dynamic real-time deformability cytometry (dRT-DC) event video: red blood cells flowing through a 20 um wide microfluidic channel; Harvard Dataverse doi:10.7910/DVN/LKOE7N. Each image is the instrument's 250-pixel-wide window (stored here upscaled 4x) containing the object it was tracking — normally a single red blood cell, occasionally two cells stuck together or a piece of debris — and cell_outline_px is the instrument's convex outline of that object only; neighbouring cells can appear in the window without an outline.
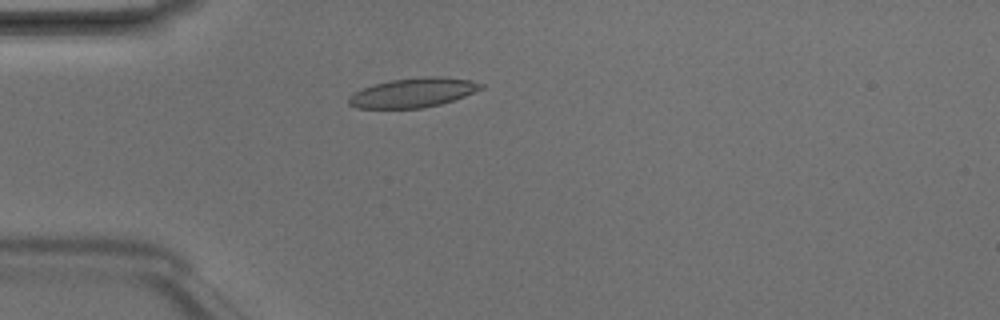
{"species": "Egyptian fruit bat (a non-hibernating species)", "species_latin": "Rousettus aegyptiacus", "temperature_condition": "room temperature", "stored_images_in_passage": 4, "camera_frame_rate_fps": 3000, "um_per_image_px": 0.085, "animal": {"sex": "male"}, "frame": {"image": 1, "passage_image": 4, "time_ms": 1.0, "image_size_px": [1000, 320], "cell_outline_px": [[484, 88], [464, 96], [440, 104], [424, 108], [356, 108], [348, 104], [348, 96], [364, 88], [376, 84], [392, 80], [424, 76], [444, 76], [468, 80], [484, 84]], "centroid_in_image_um": [35.13, 7.87], "position_along_channel_um": 49.9, "area_um2": 22.48}}